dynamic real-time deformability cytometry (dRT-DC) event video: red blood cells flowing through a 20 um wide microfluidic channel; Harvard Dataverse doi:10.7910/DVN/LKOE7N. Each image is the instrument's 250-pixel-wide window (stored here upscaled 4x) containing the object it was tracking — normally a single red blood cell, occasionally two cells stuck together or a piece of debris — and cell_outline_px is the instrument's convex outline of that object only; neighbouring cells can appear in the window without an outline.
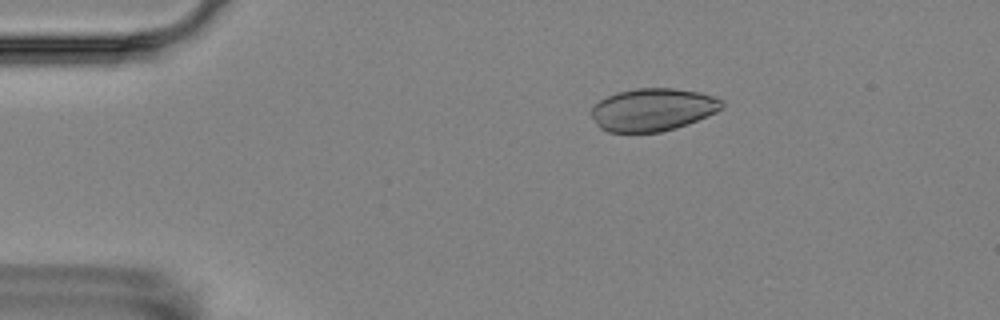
{"species": "Egyptian fruit bat (a non-hibernating species)", "species_latin": "Rousettus aegyptiacus", "temperature_condition": "room temperature", "stored_images_in_passage": 6, "camera_frame_rate_fps": 3000, "um_per_image_px": 0.085, "animal": {"sex": "female"}, "frame": {"image": 1, "passage_image": 3, "time_ms": 2.333, "image_size_px": [1000, 320], "cell_outline_px": [[724, 108], [716, 112], [688, 124], [676, 128], [660, 132], [608, 132], [600, 128], [596, 124], [588, 112], [592, 104], [616, 92], [636, 88], [672, 88], [700, 92], [724, 100]], "centroid_in_image_um": [55.45, 9.32], "position_along_channel_um": 29.5, "area_um2": 32.89}}